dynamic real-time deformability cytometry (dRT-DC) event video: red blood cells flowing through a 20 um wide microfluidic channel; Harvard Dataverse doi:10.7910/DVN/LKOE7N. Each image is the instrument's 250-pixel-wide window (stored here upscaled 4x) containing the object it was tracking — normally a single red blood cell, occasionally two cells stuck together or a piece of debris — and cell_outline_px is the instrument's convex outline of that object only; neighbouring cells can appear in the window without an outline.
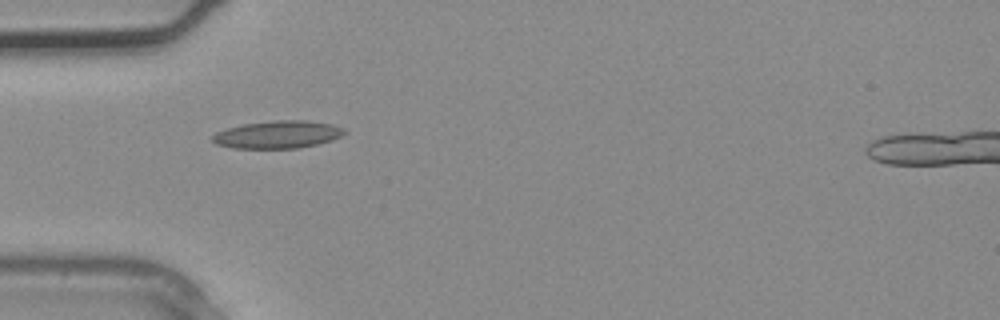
{"species": "common noctule bat (a hibernating species)", "species_latin": "Nyctalus noctula", "temperature_condition": "warm", "stored_images_in_passage": 2, "camera_frame_rate_fps": 3000, "um_per_image_px": 0.085, "animal": {"sex": "male", "body_mass_g": 20.4}, "frame": {"image": 1, "passage_image": 2, "time_ms": 0.333, "image_size_px": [1000, 320], "cell_outline_px": [[348, 132], [332, 140], [316, 144], [296, 148], [232, 148], [216, 144], [212, 140], [212, 136], [216, 132], [228, 128], [244, 124], [276, 120], [308, 120], [332, 124], [344, 128]], "centroid_in_image_um": [23.62, 11.43], "position_along_channel_um": 61.4, "area_um2": 21.15}}